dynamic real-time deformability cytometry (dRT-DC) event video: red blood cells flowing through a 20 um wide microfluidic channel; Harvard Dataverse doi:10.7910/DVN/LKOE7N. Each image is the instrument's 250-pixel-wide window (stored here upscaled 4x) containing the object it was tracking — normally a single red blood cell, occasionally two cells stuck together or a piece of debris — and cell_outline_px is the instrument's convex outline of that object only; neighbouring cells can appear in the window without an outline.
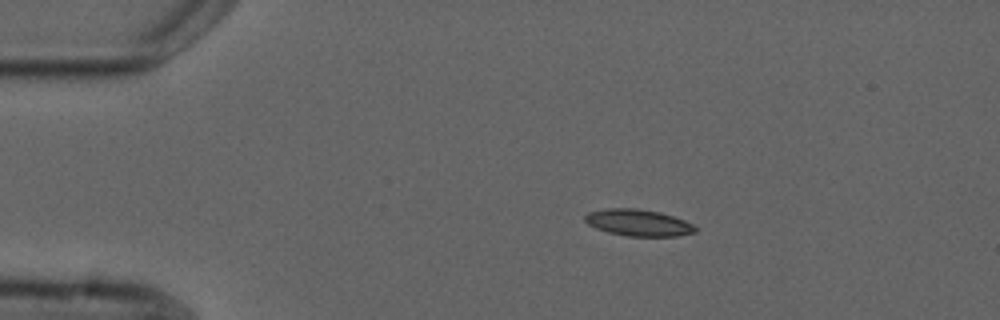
{"species": "common noctule bat (a hibernating species)", "species_latin": "Nyctalus noctula", "temperature_condition": "cold", "stored_images_in_passage": 4, "camera_frame_rate_fps": 3000, "um_per_image_px": 0.085, "animal": {"sex": "male", "forearm_length_mm": 52.5}, "frame": {"image": 1, "passage_image": 2, "time_ms": 2.333, "image_size_px": [1000, 320], "cell_outline_px": [[696, 232], [676, 236], [628, 236], [608, 232], [596, 228], [588, 224], [584, 220], [584, 216], [588, 212], [608, 208], [636, 208], [660, 212], [684, 220], [692, 224], [696, 228]], "centroid_in_image_um": [54.24, 18.92], "position_along_channel_um": 30.8, "area_um2": 17.05}}